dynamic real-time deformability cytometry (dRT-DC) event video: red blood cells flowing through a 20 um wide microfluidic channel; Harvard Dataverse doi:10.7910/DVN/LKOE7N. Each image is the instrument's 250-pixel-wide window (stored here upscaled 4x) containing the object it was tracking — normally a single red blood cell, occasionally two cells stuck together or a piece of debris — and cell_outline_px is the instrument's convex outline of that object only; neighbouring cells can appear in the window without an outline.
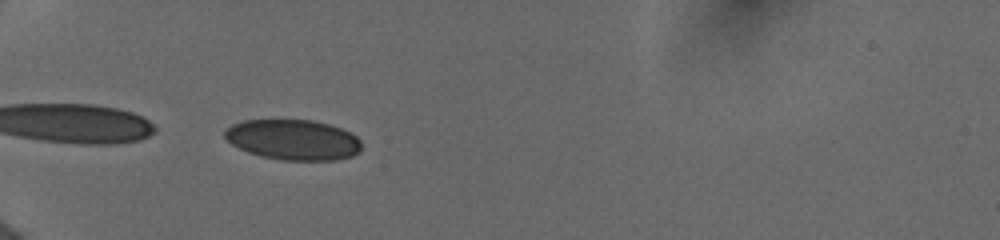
{"species": "human", "species_latin": "Homo sapiens", "temperature_condition": "cold", "stored_images_in_passage": 2, "camera_frame_rate_fps": 3000, "um_per_image_px": 0.085, "donor": {"sex": "female"}, "frame": {"image": 1, "passage_image": 1, "time_ms": 0.0, "image_size_px": [1000, 240], "cell_outline_px": [[360, 152], [352, 156], [336, 160], [280, 160], [260, 156], [248, 152], [232, 144], [224, 136], [224, 132], [232, 124], [244, 120], [312, 120], [328, 124], [340, 128], [356, 136], [360, 140]], "centroid_in_image_um": [24.92, 11.88], "position_along_channel_um": 60.1, "area_um2": 32.08}}